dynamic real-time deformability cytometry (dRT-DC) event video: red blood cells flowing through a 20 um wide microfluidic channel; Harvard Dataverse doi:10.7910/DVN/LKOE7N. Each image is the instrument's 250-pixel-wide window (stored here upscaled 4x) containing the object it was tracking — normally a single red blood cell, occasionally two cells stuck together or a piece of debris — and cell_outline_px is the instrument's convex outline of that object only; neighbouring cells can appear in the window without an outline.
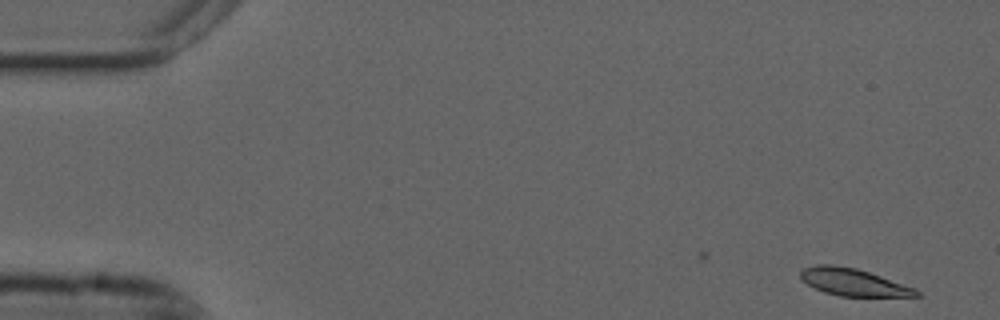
{"species": "common noctule bat (a hibernating species)", "species_latin": "Nyctalus noctula", "temperature_condition": "cold", "stored_images_in_passage": 39, "camera_frame_rate_fps": 3000, "um_per_image_px": 0.085, "animal": {"sex": "male", "forearm_length_mm": 52.5}, "frame": {"image": 1, "passage_image": 1, "time_ms": 0.0, "image_size_px": [1000, 320], "cell_outline_px": [[920, 296], [840, 296], [824, 292], [808, 284], [800, 276], [800, 268], [816, 264], [832, 264], [856, 268], [916, 288], [920, 292]], "centroid_in_image_um": [72.51, 23.97], "position_along_channel_um": 12.5, "area_um2": 18.26}}
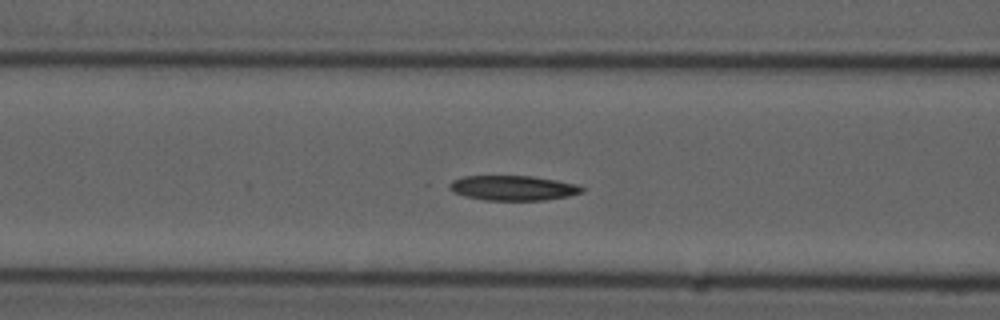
{"frame": {"image": 2, "passage_image": 20, "time_ms": 6.333, "image_size_px": [1000, 320], "cell_outline_px": [[584, 192], [568, 196], [544, 200], [484, 200], [464, 196], [452, 192], [444, 184], [452, 180], [464, 176], [532, 176], [556, 180], [576, 184], [584, 188]], "centroid_in_image_um": [43.54, 15.97], "position_along_channel_um": 123.1, "area_um2": 19.42}}
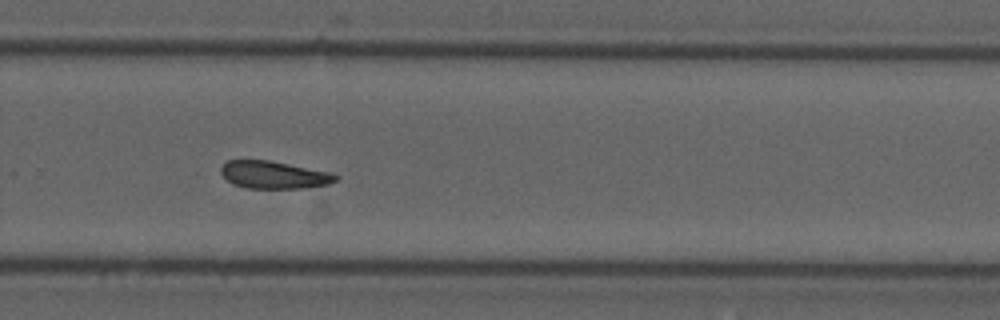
{"frame": {"image": 3, "passage_image": 35, "time_ms": 11.333, "image_size_px": [1000, 320], "cell_outline_px": [[340, 176], [336, 180], [328, 184], [304, 188], [248, 188], [232, 184], [220, 172], [220, 168], [228, 160], [268, 160], [332, 172]], "centroid_in_image_um": [23.3, 14.86], "position_along_channel_um": 306.5, "area_um2": 18.38}}